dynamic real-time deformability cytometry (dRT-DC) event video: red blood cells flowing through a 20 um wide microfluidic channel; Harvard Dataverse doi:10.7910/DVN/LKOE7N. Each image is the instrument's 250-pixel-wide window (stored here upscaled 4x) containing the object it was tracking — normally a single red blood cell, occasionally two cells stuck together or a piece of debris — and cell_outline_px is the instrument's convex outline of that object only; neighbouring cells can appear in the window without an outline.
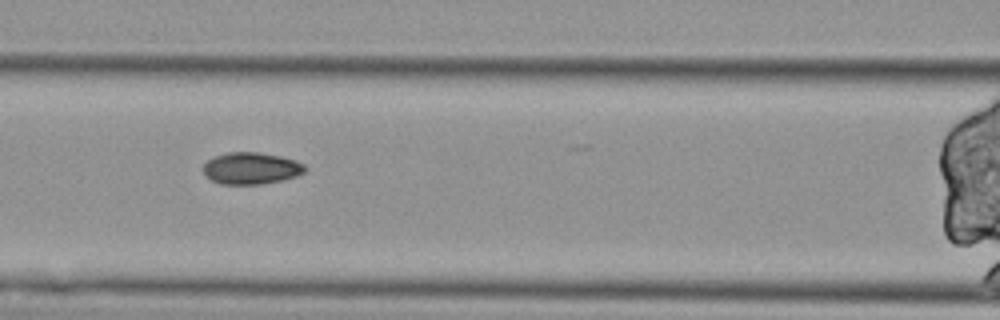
{"species": "Egyptian fruit bat (a non-hibernating species)", "species_latin": "Rousettus aegyptiacus", "temperature_condition": "cold", "stored_images_in_passage": 55, "segment_of_instrument_passage": [2, 2], "camera_frame_rate_fps": 3000, "um_per_image_px": 0.085, "animal": {"sex": "female"}, "frame": {"image": 1, "passage_image": 23, "time_ms": 7.333, "image_size_px": [1000, 320], "cell_outline_px": [[304, 172], [296, 176], [280, 180], [260, 184], [220, 184], [204, 176], [204, 164], [208, 160], [216, 156], [228, 152], [260, 152], [280, 156], [296, 160], [304, 164]], "centroid_in_image_um": [21.33, 14.3], "position_along_channel_um": 145.3, "area_um2": 18.73}}
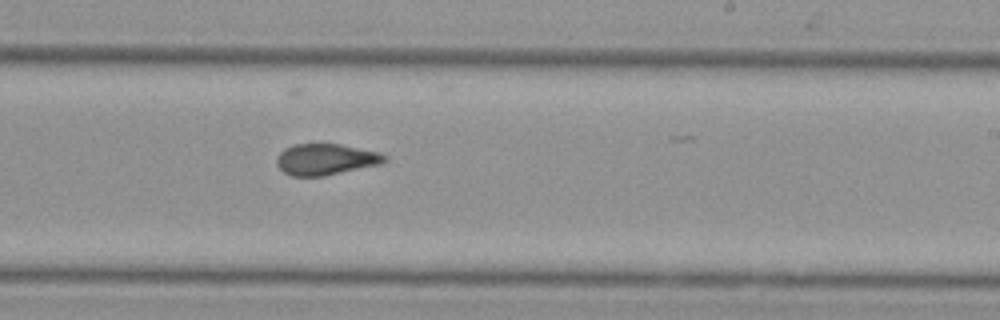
{"frame": {"image": 2, "passage_image": 33, "time_ms": 10.667, "image_size_px": [1000, 320], "cell_outline_px": [[388, 160], [380, 164], [324, 176], [292, 176], [284, 172], [276, 164], [276, 156], [284, 148], [296, 144], [340, 144], [380, 152], [388, 156]], "centroid_in_image_um": [27.69, 13.54], "position_along_channel_um": 261.3, "area_um2": 19.71}}
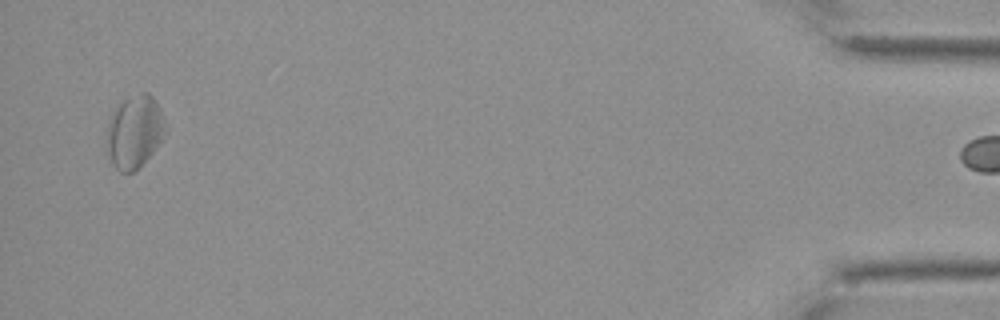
{"frame": {"image": 3, "passage_image": 54, "time_ms": 17.667, "image_size_px": [1000, 320], "cell_outline_px": [[168, 128], [164, 136], [156, 148], [132, 172], [120, 172], [116, 168], [108, 156], [104, 144], [104, 136], [108, 120], [116, 104], [140, 92], [148, 92], [156, 100], [160, 108]], "centroid_in_image_um": [11.39, 11.16], "position_along_channel_um": 423.8, "area_um2": 25.43}}